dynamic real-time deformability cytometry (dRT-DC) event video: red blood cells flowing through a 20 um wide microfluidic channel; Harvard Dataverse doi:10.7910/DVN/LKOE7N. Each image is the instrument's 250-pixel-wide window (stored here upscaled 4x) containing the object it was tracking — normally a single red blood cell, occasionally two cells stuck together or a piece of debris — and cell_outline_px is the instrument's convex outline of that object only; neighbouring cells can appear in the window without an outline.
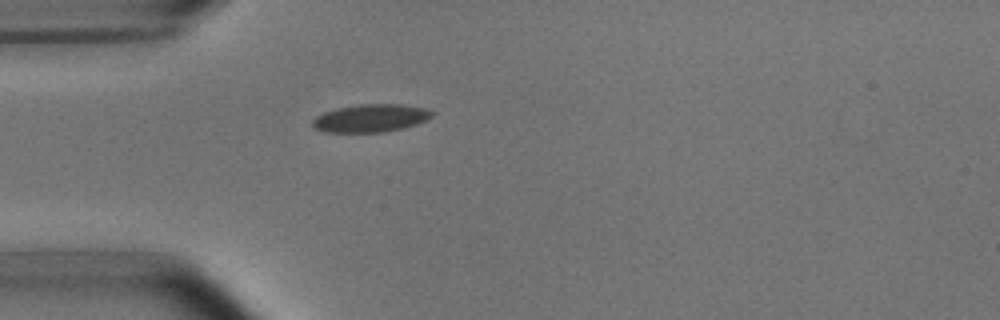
{"species": "common noctule bat (a hibernating species)", "species_latin": "Nyctalus noctula", "temperature_condition": "room temperature", "stored_images_in_passage": 1, "camera_frame_rate_fps": 3000, "um_per_image_px": 0.085, "animal": {"sex": "male", "body_mass_g": 15.6}, "frame": {"image": 1, "passage_image": 1, "time_ms": 0.0, "image_size_px": [1000, 320], "cell_outline_px": [[436, 112], [428, 120], [416, 124], [384, 132], [328, 132], [316, 128], [312, 124], [312, 120], [316, 116], [324, 112], [336, 108], [360, 104], [400, 104], [424, 108]], "centroid_in_image_um": [31.53, 10.03], "position_along_channel_um": 53.5, "area_um2": 19.31}}